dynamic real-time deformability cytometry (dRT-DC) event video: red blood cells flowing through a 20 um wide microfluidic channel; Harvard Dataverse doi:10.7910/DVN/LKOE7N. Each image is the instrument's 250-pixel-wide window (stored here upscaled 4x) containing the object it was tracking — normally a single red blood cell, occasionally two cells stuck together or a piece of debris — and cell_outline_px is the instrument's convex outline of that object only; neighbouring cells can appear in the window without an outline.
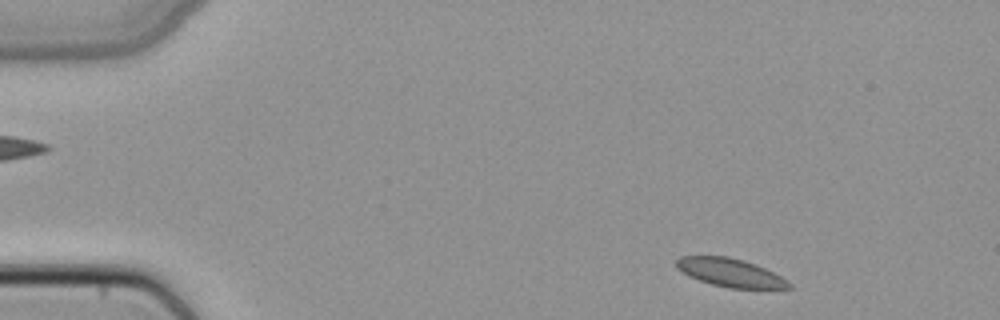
{"species": "common noctule bat (a hibernating species)", "species_latin": "Nyctalus noctula", "temperature_condition": "cold", "stored_images_in_passage": 45, "camera_frame_rate_fps": 3000, "um_per_image_px": 0.085, "animal": {"sex": "female", "body_mass_g": 22.7, "forearm_length_mm": 54.2}, "frame": {"image": 1, "passage_image": 2, "time_ms": 0.333, "image_size_px": [1000, 320], "cell_outline_px": [[792, 288], [728, 288], [712, 284], [688, 276], [676, 268], [676, 260], [680, 256], [728, 256], [744, 260], [756, 264], [788, 280], [792, 284]], "centroid_in_image_um": [62.06, 23.17], "position_along_channel_um": 22.9, "area_um2": 18.55}}
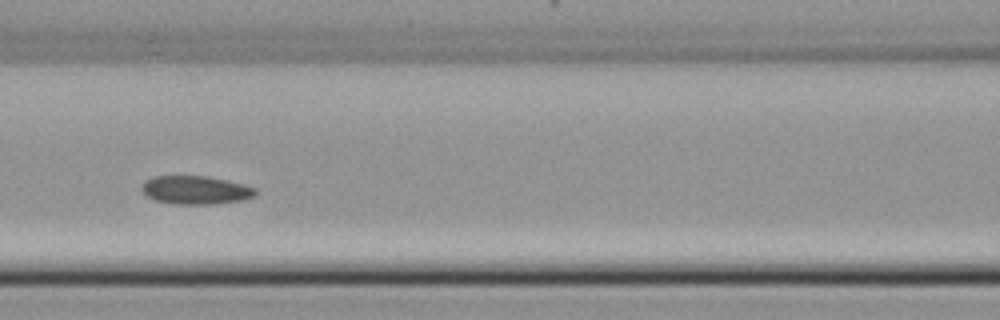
{"frame": {"image": 2, "passage_image": 18, "time_ms": 5.667, "image_size_px": [1000, 320], "cell_outline_px": [[256, 196], [240, 200], [216, 204], [176, 204], [156, 200], [148, 196], [140, 188], [140, 184], [144, 180], [152, 176], [208, 176], [228, 180], [244, 184], [256, 188]], "centroid_in_image_um": [16.62, 16.14], "position_along_channel_um": 150.0, "area_um2": 18.96}}
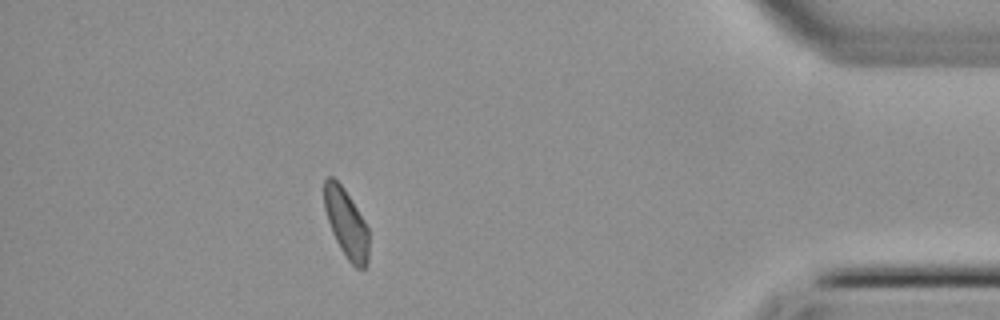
{"frame": {"image": 3, "passage_image": 40, "time_ms": 13.0, "image_size_px": [1000, 320], "cell_outline_px": [[368, 264], [364, 268], [356, 268], [348, 260], [340, 248], [332, 232], [324, 208], [324, 180], [328, 176], [332, 176], [344, 188], [364, 220], [368, 228]], "centroid_in_image_um": [29.43, 18.98], "position_along_channel_um": 405.8, "area_um2": 17.74}}